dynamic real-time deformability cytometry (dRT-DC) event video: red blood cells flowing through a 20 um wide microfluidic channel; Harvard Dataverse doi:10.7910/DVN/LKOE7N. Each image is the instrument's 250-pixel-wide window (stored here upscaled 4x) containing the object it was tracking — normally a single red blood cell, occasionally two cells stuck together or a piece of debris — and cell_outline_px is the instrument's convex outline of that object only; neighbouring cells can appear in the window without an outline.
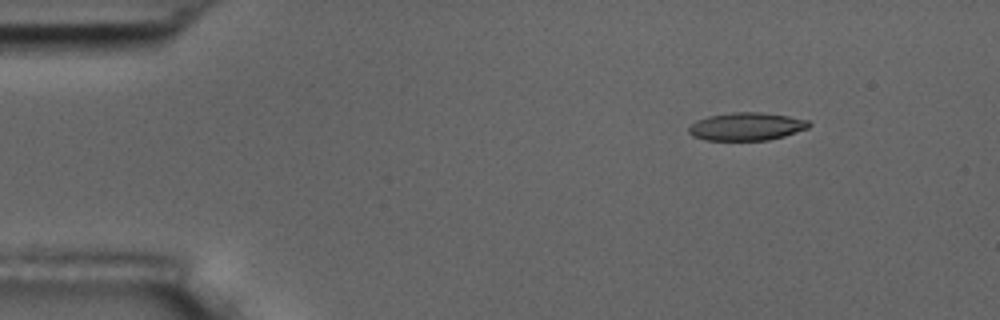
{"species": "common noctule bat (a hibernating species)", "species_latin": "Nyctalus noctula", "temperature_condition": "room temperature", "stored_images_in_passage": 5, "camera_frame_rate_fps": 3000, "um_per_image_px": 0.085, "animal": {"sex": "male", "body_mass_g": 17.5, "forearm_length_mm": 52.3}, "frame": {"image": 1, "passage_image": 2, "time_ms": 1.0, "image_size_px": [1000, 320], "cell_outline_px": [[812, 124], [808, 128], [784, 136], [768, 140], [704, 140], [692, 136], [688, 132], [688, 128], [696, 120], [708, 116], [732, 112], [760, 112], [788, 116], [808, 120]], "centroid_in_image_um": [63.44, 10.75], "position_along_channel_um": 21.6, "area_um2": 19.59}}
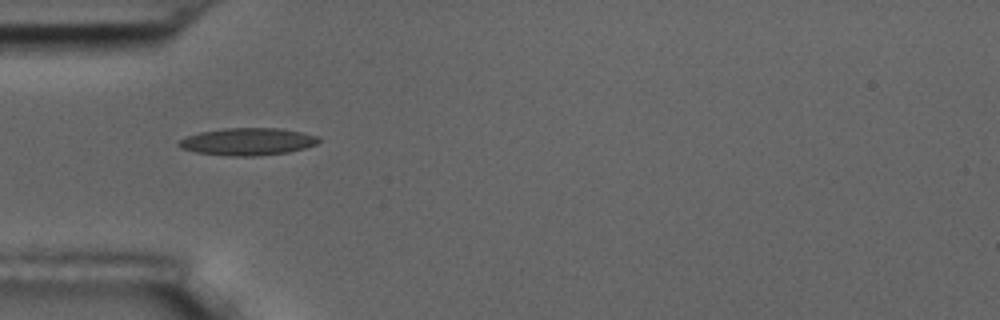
{"frame": {"image": 2, "passage_image": 5, "time_ms": 4.333, "image_size_px": [1000, 320], "cell_outline_px": [[320, 140], [316, 144], [304, 148], [288, 152], [256, 156], [232, 156], [196, 152], [180, 148], [176, 144], [184, 136], [200, 132], [224, 128], [280, 128], [300, 132], [316, 136]], "centroid_in_image_um": [21.0, 12.03], "position_along_channel_um": 64.0, "area_um2": 22.2}}